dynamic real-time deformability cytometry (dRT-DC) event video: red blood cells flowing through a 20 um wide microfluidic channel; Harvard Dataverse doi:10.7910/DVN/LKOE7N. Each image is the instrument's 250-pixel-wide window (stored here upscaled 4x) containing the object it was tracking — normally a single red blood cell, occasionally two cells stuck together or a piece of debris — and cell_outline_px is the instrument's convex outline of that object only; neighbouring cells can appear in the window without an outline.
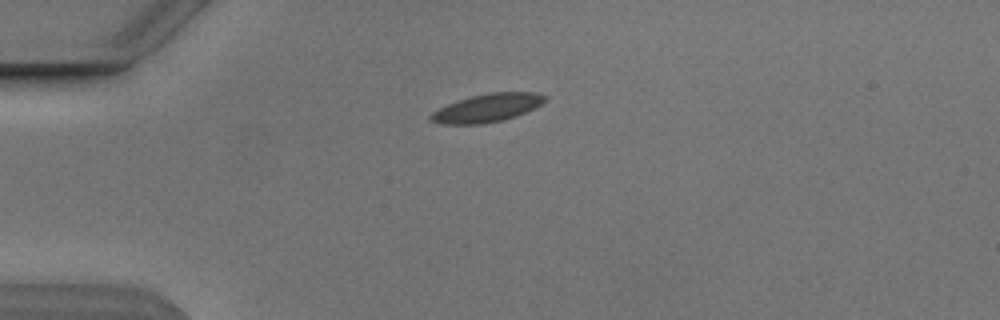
{"species": "Egyptian fruit bat (a non-hibernating species)", "species_latin": "Rousettus aegyptiacus", "temperature_condition": "cold", "stored_images_in_passage": 5, "camera_frame_rate_fps": 3000, "um_per_image_px": 0.085, "animal": {"sex": "male"}, "frame": {"image": 1, "passage_image": 1, "time_ms": 0.0, "image_size_px": [1000, 320], "cell_outline_px": [[548, 96], [540, 104], [516, 116], [504, 120], [480, 124], [440, 124], [428, 120], [428, 116], [432, 112], [448, 104], [472, 96], [488, 92], [536, 92]], "centroid_in_image_um": [41.38, 9.18], "position_along_channel_um": 43.6, "area_um2": 18.61}}
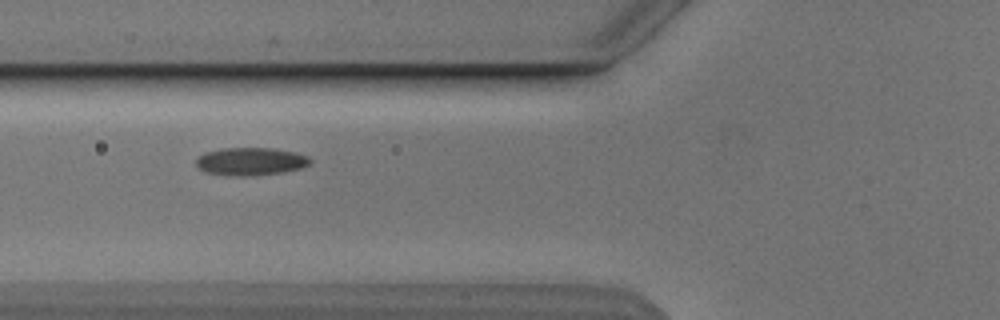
{"frame": {"image": 2, "passage_image": 3, "time_ms": 2.333, "image_size_px": [1000, 320], "cell_outline_px": [[312, 160], [308, 164], [300, 168], [280, 172], [244, 176], [228, 176], [204, 172], [196, 168], [196, 160], [204, 152], [220, 148], [272, 148], [296, 152], [308, 156]], "centroid_in_image_um": [21.24, 13.71], "position_along_channel_um": 104.6, "area_um2": 18.55}}
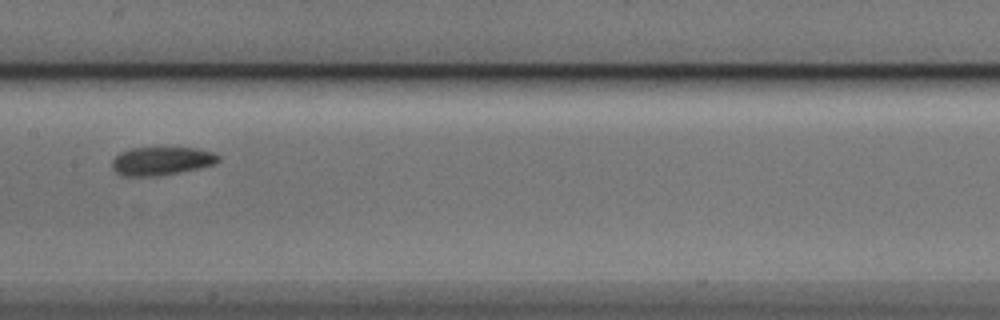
{"frame": {"image": 3, "passage_image": 5, "time_ms": 4.667, "image_size_px": [1000, 320], "cell_outline_px": [[220, 160], [212, 164], [180, 172], [156, 176], [120, 176], [112, 168], [112, 160], [120, 152], [132, 148], [196, 148], [216, 152], [220, 156]], "centroid_in_image_um": [13.71, 13.68], "position_along_channel_um": 193.7, "area_um2": 17.51}}